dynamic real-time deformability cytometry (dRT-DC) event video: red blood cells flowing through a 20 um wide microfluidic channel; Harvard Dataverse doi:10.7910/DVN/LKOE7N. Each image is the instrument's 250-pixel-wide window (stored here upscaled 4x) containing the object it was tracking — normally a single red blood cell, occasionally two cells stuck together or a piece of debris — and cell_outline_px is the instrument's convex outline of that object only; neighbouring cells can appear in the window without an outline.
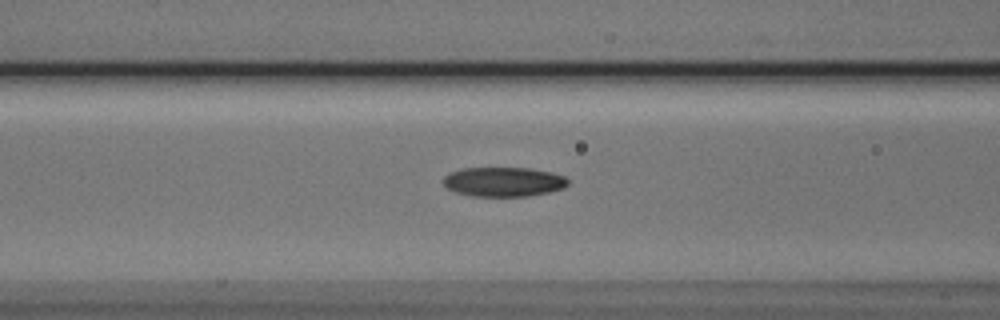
{"species": "Egyptian fruit bat (a non-hibernating species)", "species_latin": "Rousettus aegyptiacus", "temperature_condition": "cold", "stored_images_in_passage": 37, "camera_frame_rate_fps": 3000, "um_per_image_px": 0.085, "animal": {"sex": "male"}, "frame": {"image": 1, "passage_image": 6, "time_ms": 1.667, "image_size_px": [1000, 320], "cell_outline_px": [[568, 184], [564, 188], [548, 192], [528, 196], [468, 196], [456, 192], [448, 188], [440, 180], [448, 172], [460, 168], [528, 168], [548, 172], [564, 176], [568, 180]], "centroid_in_image_um": [42.74, 15.45], "position_along_channel_um": 123.9, "area_um2": 21.5}}
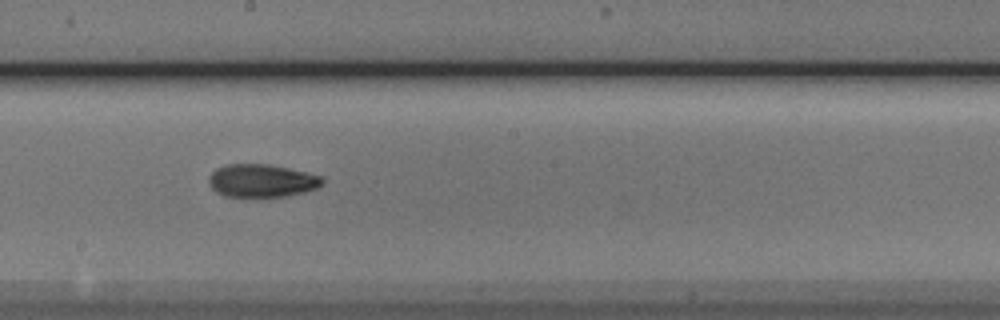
{"frame": {"image": 2, "passage_image": 14, "time_ms": 4.333, "image_size_px": [1000, 320], "cell_outline_px": [[324, 184], [316, 188], [304, 192], [288, 196], [224, 196], [216, 192], [208, 184], [208, 176], [216, 168], [224, 164], [268, 164], [288, 168], [320, 176], [324, 180]], "centroid_in_image_um": [22.21, 15.35], "position_along_channel_um": 226.0, "area_um2": 21.79}}
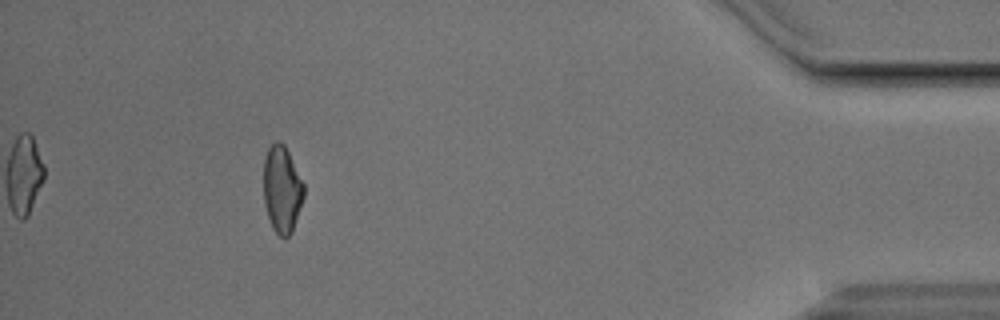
{"frame": {"image": 3, "passage_image": 33, "time_ms": 10.667, "image_size_px": [1000, 320], "cell_outline_px": [[304, 196], [292, 232], [284, 240], [272, 228], [264, 204], [264, 156], [268, 148], [276, 140], [280, 140], [284, 144], [304, 184]], "centroid_in_image_um": [23.96, 16.09], "position_along_channel_um": 411.2, "area_um2": 20.4}}